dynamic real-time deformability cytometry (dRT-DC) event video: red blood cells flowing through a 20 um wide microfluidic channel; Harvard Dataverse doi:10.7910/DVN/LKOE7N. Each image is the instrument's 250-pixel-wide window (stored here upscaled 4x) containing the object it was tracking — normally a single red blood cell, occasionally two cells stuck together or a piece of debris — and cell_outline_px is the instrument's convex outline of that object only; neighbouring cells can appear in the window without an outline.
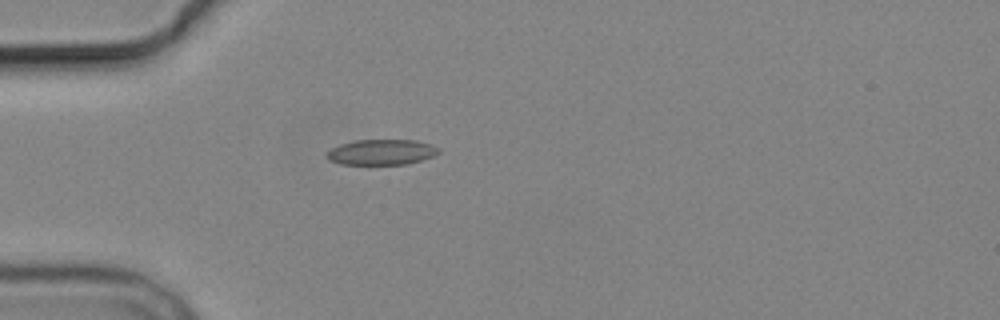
{"species": "common noctule bat (a hibernating species)", "species_latin": "Nyctalus noctula", "temperature_condition": "cold", "stored_images_in_passage": 2, "camera_frame_rate_fps": 3000, "um_per_image_px": 0.085, "animal": {"sex": "male", "body_mass_g": 19.2, "forearm_length_mm": 51.8}, "frame": {"image": 1, "passage_image": 1, "time_ms": 0.0, "image_size_px": [1000, 320], "cell_outline_px": [[440, 152], [432, 156], [408, 164], [340, 164], [328, 160], [328, 152], [332, 148], [340, 144], [352, 140], [416, 140], [432, 144], [440, 148]], "centroid_in_image_um": [32.45, 12.92], "position_along_channel_um": 52.6, "area_um2": 16.59}}